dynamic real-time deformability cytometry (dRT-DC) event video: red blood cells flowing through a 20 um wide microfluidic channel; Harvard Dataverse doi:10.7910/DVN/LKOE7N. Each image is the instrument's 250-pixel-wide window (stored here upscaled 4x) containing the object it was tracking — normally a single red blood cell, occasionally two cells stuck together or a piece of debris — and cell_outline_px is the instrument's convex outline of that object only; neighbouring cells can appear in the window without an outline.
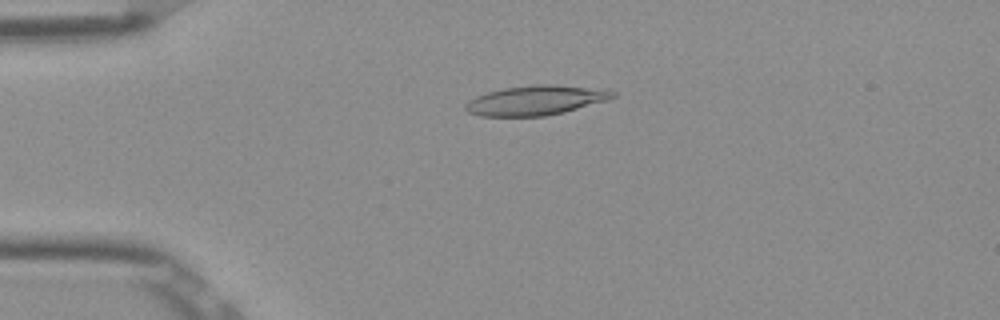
{"species": "Egyptian fruit bat (a non-hibernating species)", "species_latin": "Rousettus aegyptiacus", "temperature_condition": "room temperature", "stored_images_in_passage": 52, "camera_frame_rate_fps": 3000, "um_per_image_px": 0.085, "frame": {"image": 1, "passage_image": 12, "time_ms": 3.667, "image_size_px": [1000, 320], "cell_outline_px": [[616, 96], [608, 100], [564, 112], [544, 116], [480, 116], [468, 112], [464, 108], [464, 104], [468, 100], [476, 96], [488, 92], [504, 88], [536, 84], [556, 84], [608, 88], [616, 92]], "centroid_in_image_um": [45.6, 8.51], "position_along_channel_um": 39.4, "area_um2": 25.84}}
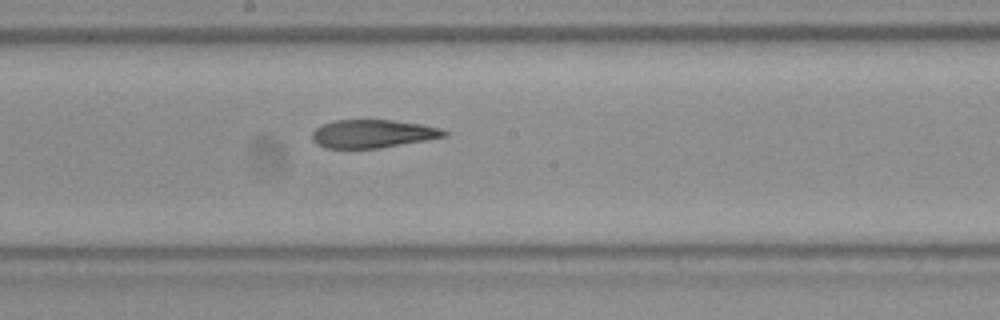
{"frame": {"image": 2, "passage_image": 28, "time_ms": 9.0, "image_size_px": [1000, 320], "cell_outline_px": [[448, 136], [380, 148], [324, 148], [316, 144], [312, 140], [312, 132], [316, 128], [332, 120], [392, 120], [420, 124], [440, 128], [448, 132]], "centroid_in_image_um": [31.66, 11.37], "position_along_channel_um": 216.5, "area_um2": 21.68}}
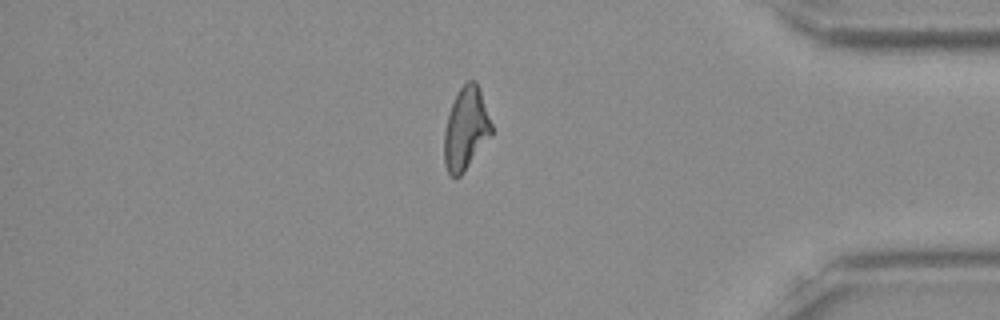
{"frame": {"image": 3, "passage_image": 44, "time_ms": 14.333, "image_size_px": [1000, 320], "cell_outline_px": [[492, 132], [464, 172], [460, 176], [452, 176], [448, 172], [444, 164], [444, 132], [448, 116], [452, 104], [460, 88], [468, 80], [476, 80], [480, 88], [492, 124]], "centroid_in_image_um": [39.59, 10.92], "position_along_channel_um": 395.6, "area_um2": 22.43}, "authors_computed_cell_mechanics": {"area_um2": 23.5824, "velocity_mm_per_s": 3.8954, "shape_relaxation_time_tau1_ms": null, "shape_relaxation_time_tau2_ms": 3.496, "deformation_change_tau1": null, "deformation_change_tau2": 0.1223}}